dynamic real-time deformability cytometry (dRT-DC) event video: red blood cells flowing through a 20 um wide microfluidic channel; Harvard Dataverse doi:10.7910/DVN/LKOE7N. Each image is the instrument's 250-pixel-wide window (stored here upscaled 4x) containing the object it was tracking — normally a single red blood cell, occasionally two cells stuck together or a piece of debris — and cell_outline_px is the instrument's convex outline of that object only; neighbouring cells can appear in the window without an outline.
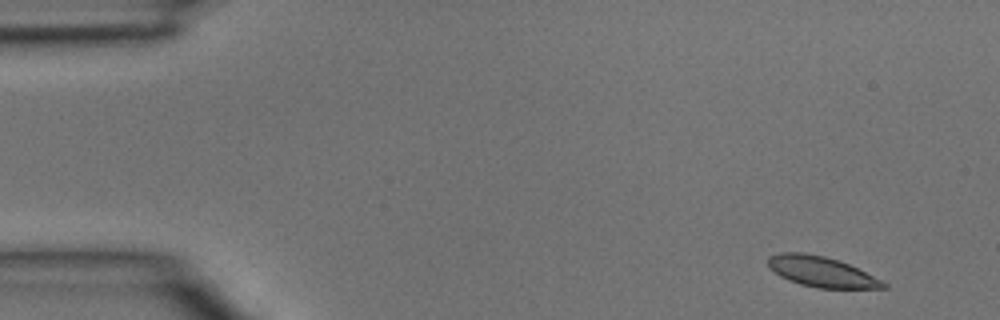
{"species": "common noctule bat (a hibernating species)", "species_latin": "Nyctalus noctula", "temperature_condition": "room temperature", "stored_images_in_passage": 4, "camera_frame_rate_fps": 3000, "um_per_image_px": 0.085, "animal": {"sex": "male", "body_mass_g": 15.6}, "frame": {"image": 1, "passage_image": 1, "time_ms": 0.0, "image_size_px": [1000, 320], "cell_outline_px": [[888, 288], [816, 288], [800, 284], [788, 280], [780, 276], [768, 268], [768, 256], [780, 252], [804, 252], [824, 256], [848, 264], [888, 284]], "centroid_in_image_um": [69.75, 23.09], "position_along_channel_um": 15.2, "area_um2": 20.29}}
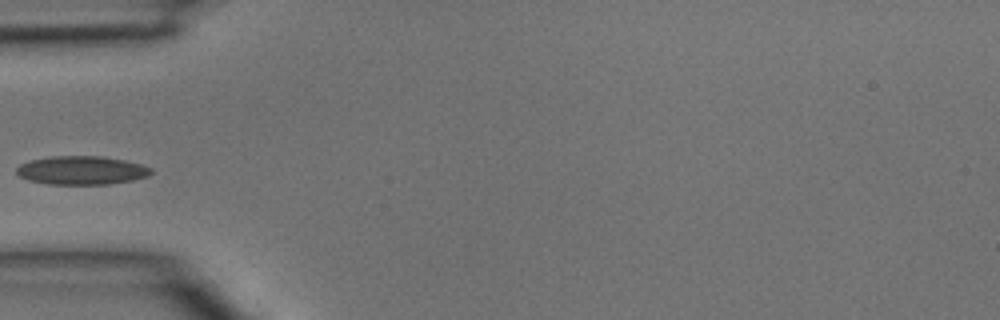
{"frame": {"image": 2, "passage_image": 4, "time_ms": 1.0, "image_size_px": [1000, 320], "cell_outline_px": [[152, 172], [148, 176], [132, 180], [108, 184], [48, 184], [28, 180], [20, 176], [16, 172], [16, 168], [20, 164], [32, 160], [52, 156], [104, 156], [124, 160], [140, 164], [152, 168]], "centroid_in_image_um": [6.94, 14.47], "position_along_channel_um": 78.1, "area_um2": 22.31}}